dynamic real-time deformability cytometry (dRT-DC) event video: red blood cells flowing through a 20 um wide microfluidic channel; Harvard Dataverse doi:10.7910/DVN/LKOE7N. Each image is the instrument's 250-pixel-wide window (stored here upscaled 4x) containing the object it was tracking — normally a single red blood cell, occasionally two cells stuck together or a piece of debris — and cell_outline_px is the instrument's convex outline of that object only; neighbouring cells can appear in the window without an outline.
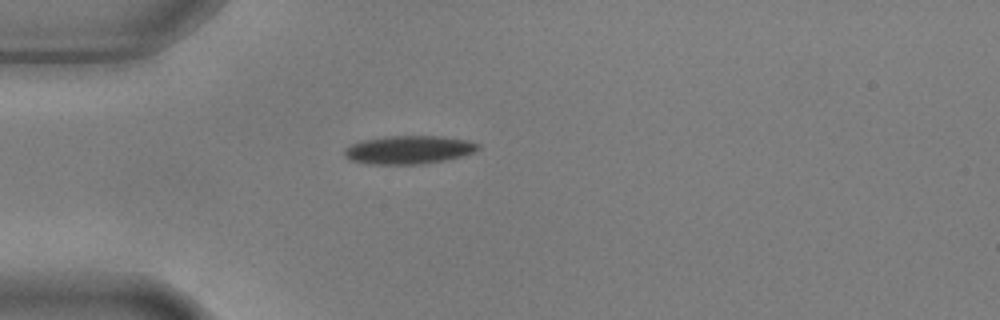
{"species": "common noctule bat (a hibernating species)", "species_latin": "Nyctalus noctula", "temperature_condition": "warm", "stored_images_in_passage": 2, "camera_frame_rate_fps": 3000, "um_per_image_px": 0.085, "animal": {"sex": "male", "body_mass_g": 17.9, "forearm_length_mm": 54.2}, "frame": {"image": 1, "passage_image": 1, "time_ms": 0.0, "image_size_px": [1000, 320], "cell_outline_px": [[480, 148], [464, 156], [424, 164], [368, 164], [352, 160], [344, 156], [344, 148], [352, 144], [364, 140], [388, 136], [440, 136], [468, 140], [480, 144]], "centroid_in_image_um": [34.76, 12.73], "position_along_channel_um": 50.2, "area_um2": 22.02}}